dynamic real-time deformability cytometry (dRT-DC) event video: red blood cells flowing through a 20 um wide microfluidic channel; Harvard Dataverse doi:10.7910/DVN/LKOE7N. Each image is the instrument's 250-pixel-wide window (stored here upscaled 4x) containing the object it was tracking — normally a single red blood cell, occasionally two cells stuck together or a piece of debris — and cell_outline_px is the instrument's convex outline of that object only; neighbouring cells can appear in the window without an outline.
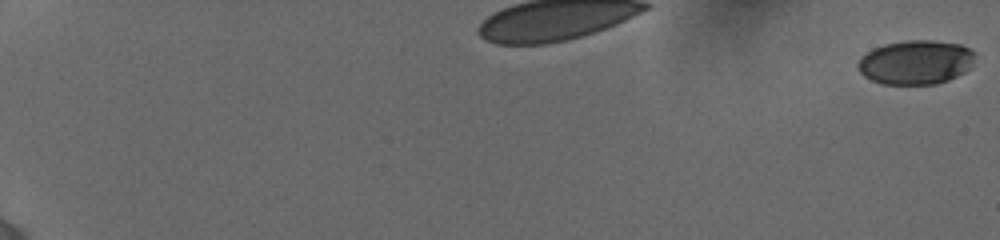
{"species": "human", "species_latin": "Homo sapiens", "temperature_condition": "cold", "stored_images_in_passage": 31, "camera_frame_rate_fps": 3000, "um_per_image_px": 0.085, "donor": {"sex": "female"}, "frame": {"image": 1, "passage_image": 1, "time_ms": 0.0, "image_size_px": [1000, 240], "cell_outline_px": [[976, 52], [968, 68], [964, 72], [948, 80], [936, 84], [884, 84], [872, 80], [864, 76], [860, 72], [856, 64], [872, 48], [884, 44], [908, 40], [932, 40], [960, 44]], "centroid_in_image_um": [77.83, 5.29], "position_along_channel_um": 7.2, "area_um2": 29.94}}
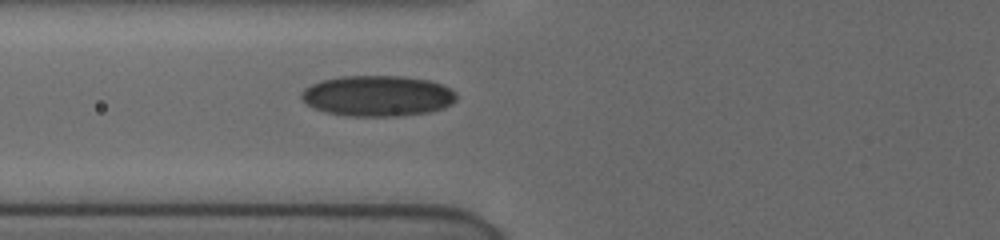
{"frame": {"image": 2, "passage_image": 31, "time_ms": 8.333, "image_size_px": [1000, 240], "cell_outline_px": [[456, 100], [452, 104], [444, 108], [428, 112], [400, 116], [348, 116], [324, 112], [312, 108], [300, 96], [300, 92], [304, 88], [312, 84], [324, 80], [344, 76], [400, 76], [428, 80], [440, 84], [456, 92]], "centroid_in_image_um": [32.08, 8.16], "position_along_channel_um": 93.7, "area_um2": 36.82}}